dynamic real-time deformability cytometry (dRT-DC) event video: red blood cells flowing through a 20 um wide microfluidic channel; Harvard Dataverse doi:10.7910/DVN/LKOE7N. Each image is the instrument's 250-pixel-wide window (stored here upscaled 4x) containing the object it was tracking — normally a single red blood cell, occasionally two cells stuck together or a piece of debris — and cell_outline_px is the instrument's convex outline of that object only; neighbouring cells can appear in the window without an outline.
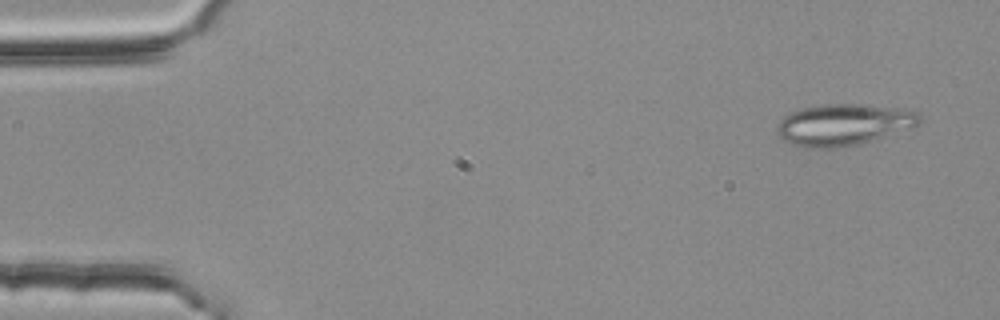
{"species": "common noctule bat (a hibernating species)", "species_latin": "Nyctalus noctula", "temperature_condition": "room temperature", "stored_images_in_passage": 53, "camera_frame_rate_fps": 3000, "um_per_image_px": 0.085, "animal": {"sex": "female", "body_mass_g": 25.1}, "frame": {"image": 1, "passage_image": 3, "time_ms": 0.667, "image_size_px": [1000, 320], "cell_outline_px": [[920, 120], [912, 128], [856, 144], [832, 148], [804, 148], [792, 144], [784, 140], [776, 132], [776, 128], [780, 120], [788, 112], [804, 108], [824, 104], [856, 104], [912, 108], [920, 112]], "centroid_in_image_um": [71.71, 10.57], "position_along_channel_um": 13.3, "area_um2": 34.56}}
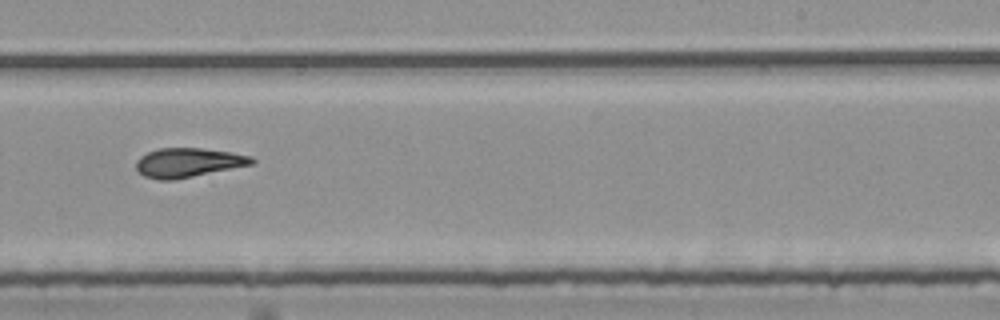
{"frame": {"image": 2, "passage_image": 33, "time_ms": 10.667, "image_size_px": [1000, 320], "cell_outline_px": [[256, 160], [252, 164], [172, 180], [160, 180], [144, 176], [136, 168], [136, 160], [140, 156], [148, 152], [160, 148], [200, 148], [228, 152], [252, 156]], "centroid_in_image_um": [15.96, 13.81], "position_along_channel_um": 273.0, "area_um2": 19.36}}
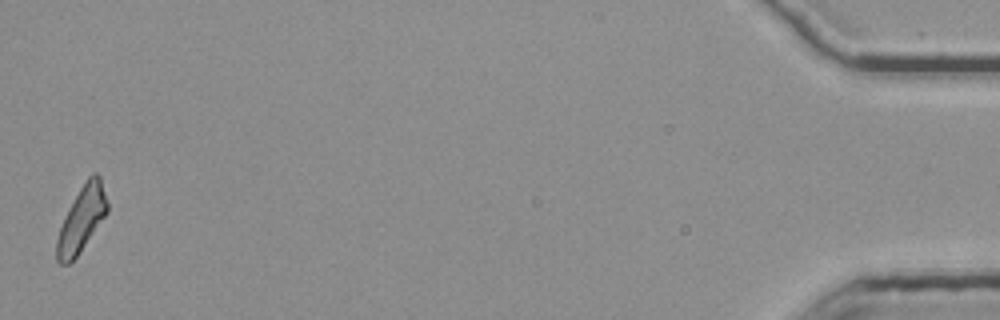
{"frame": {"image": 3, "passage_image": 53, "time_ms": 17.333, "image_size_px": [1000, 320], "cell_outline_px": [[108, 212], [80, 252], [68, 264], [60, 264], [56, 260], [56, 240], [60, 228], [68, 208], [80, 188], [88, 176], [92, 172], [96, 172], [100, 176], [108, 204]], "centroid_in_image_um": [6.94, 18.62], "position_along_channel_um": 428.3, "area_um2": 19.07}, "authors_computed_cell_mechanics": {"area_um2": 19.7676, "velocity_mm_per_s": 3.8009, "shape_relaxation_time_tau1_ms": null, "shape_relaxation_time_tau2_ms": 4.0334, "deformation_change_tau1": null, "deformation_change_tau2": 0.1384}}